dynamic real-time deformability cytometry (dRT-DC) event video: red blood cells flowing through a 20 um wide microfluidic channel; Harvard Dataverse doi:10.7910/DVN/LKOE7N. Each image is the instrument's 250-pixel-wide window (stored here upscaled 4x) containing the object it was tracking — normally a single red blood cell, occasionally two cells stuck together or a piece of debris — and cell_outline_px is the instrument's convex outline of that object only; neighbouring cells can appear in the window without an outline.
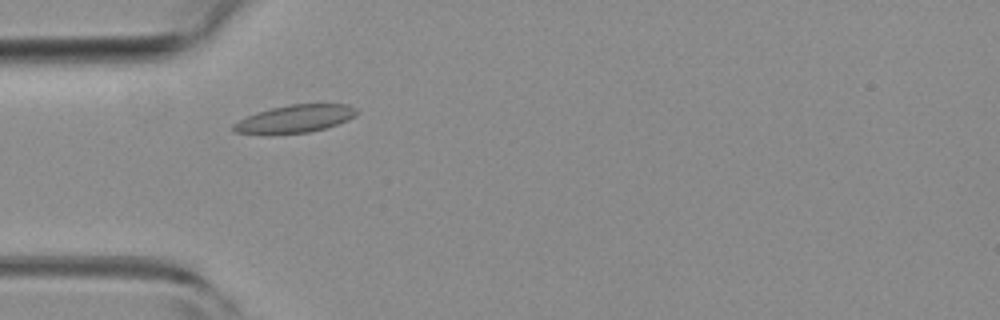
{"species": "common noctule bat (a hibernating species)", "species_latin": "Nyctalus noctula", "temperature_condition": "room temperature", "stored_images_in_passage": 29, "camera_frame_rate_fps": 3000, "um_per_image_px": 0.085, "animal": {"sex": "female", "body_mass_g": 19.3, "forearm_length_mm": 54.1}, "frame": {"image": 1, "passage_image": 2, "time_ms": 0.333, "image_size_px": [1000, 320], "cell_outline_px": [[360, 112], [356, 116], [348, 120], [328, 128], [308, 132], [236, 132], [232, 128], [232, 124], [256, 112], [288, 104], [348, 104], [356, 108]], "centroid_in_image_um": [25.2, 10.06], "position_along_channel_um": 59.8, "area_um2": 19.42}}
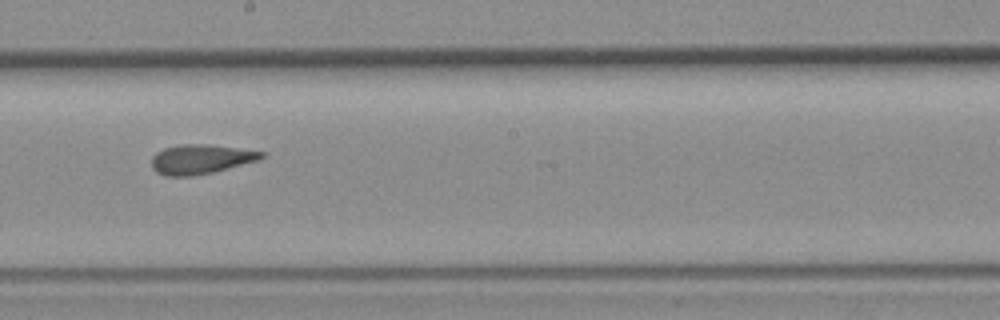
{"frame": {"image": 2, "passage_image": 15, "time_ms": 4.667, "image_size_px": [1000, 320], "cell_outline_px": [[268, 152], [260, 160], [212, 172], [192, 176], [164, 176], [156, 172], [152, 168], [152, 156], [156, 152], [164, 148], [180, 144], [208, 144]], "centroid_in_image_um": [17.07, 13.52], "position_along_channel_um": 231.1, "area_um2": 19.02}}
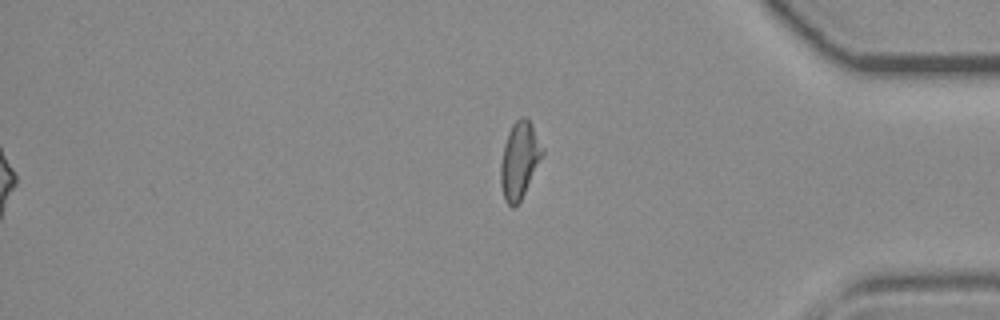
{"frame": {"image": 3, "passage_image": 29, "time_ms": 9.333, "image_size_px": [1000, 320], "cell_outline_px": [[544, 156], [520, 200], [512, 208], [504, 200], [500, 184], [500, 164], [504, 144], [508, 132], [512, 124], [520, 116], [528, 116], [544, 148]], "centroid_in_image_um": [44.17, 13.57], "position_along_channel_um": 391.0, "area_um2": 18.96}, "authors_computed_cell_mechanics": {"area_um2": 18.8428, "velocity_mm_per_s": 3.9814, "shape_relaxation_time_tau1_ms": null, "shape_relaxation_time_tau2_ms": 4.7723, "deformation_change_tau1": null, "deformation_change_tau2": 0.121}}